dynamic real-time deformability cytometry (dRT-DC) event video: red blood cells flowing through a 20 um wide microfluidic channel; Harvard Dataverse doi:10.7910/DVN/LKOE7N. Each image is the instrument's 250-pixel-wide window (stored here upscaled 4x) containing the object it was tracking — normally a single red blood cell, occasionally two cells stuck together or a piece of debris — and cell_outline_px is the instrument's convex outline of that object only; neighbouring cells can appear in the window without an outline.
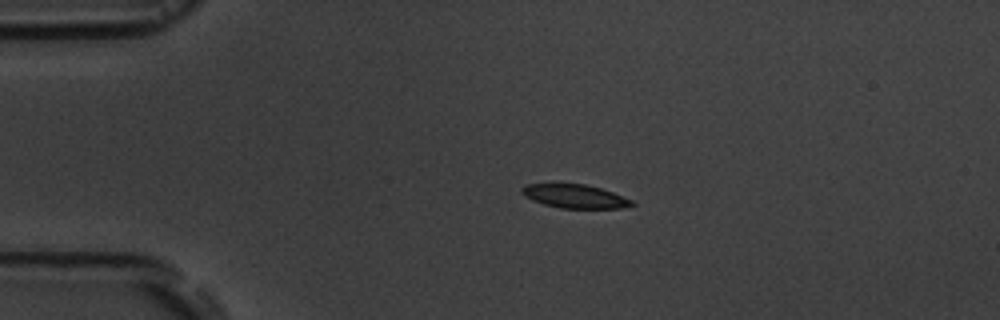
{"species": "common noctule bat (a hibernating species)", "species_latin": "Nyctalus noctula", "temperature_condition": "room temperature", "stored_images_in_passage": 7, "camera_frame_rate_fps": 3000, "um_per_image_px": 0.085, "animal": {"sex": "male", "body_mass_g": 19.5, "forearm_length_mm": 54.6}, "frame": {"image": 1, "passage_image": 3, "time_ms": 2.667, "image_size_px": [1000, 320], "cell_outline_px": [[636, 204], [620, 208], [560, 208], [544, 204], [532, 200], [524, 196], [520, 192], [520, 188], [524, 184], [584, 184], [600, 188], [612, 192], [632, 200]], "centroid_in_image_um": [48.82, 16.68], "position_along_channel_um": 36.2, "area_um2": 15.09}}
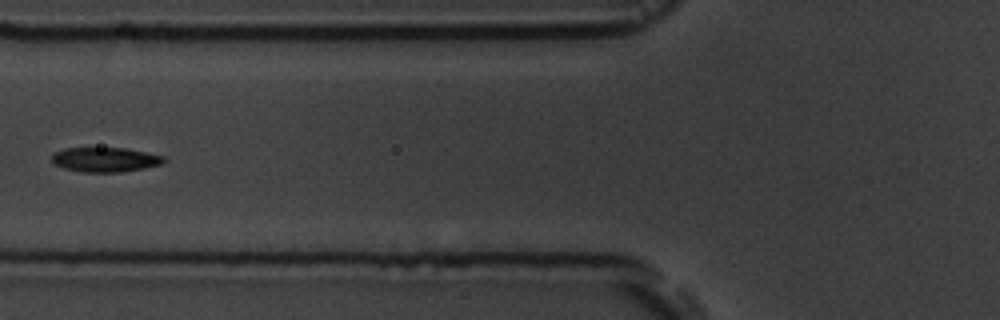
{"frame": {"image": 2, "passage_image": 6, "time_ms": 6.0, "image_size_px": [1000, 320], "cell_outline_px": [[168, 160], [160, 164], [144, 168], [120, 172], [80, 172], [64, 168], [52, 164], [52, 156], [56, 152], [64, 148], [124, 148], [164, 156]], "centroid_in_image_um": [8.92, 13.57], "position_along_channel_um": 116.9, "area_um2": 16.01}}
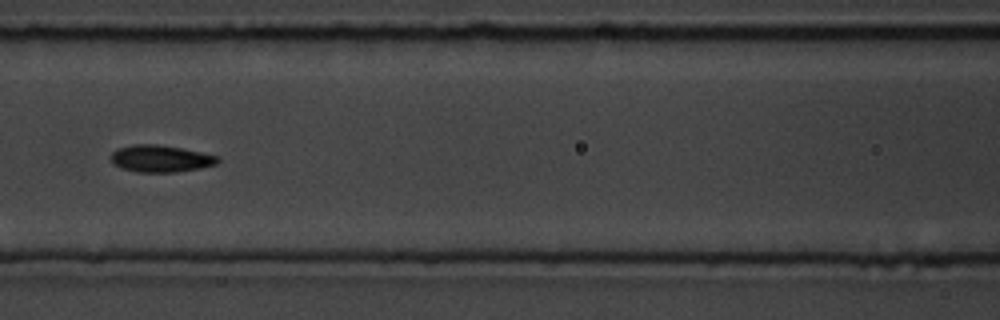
{"frame": {"image": 3, "passage_image": 7, "time_ms": 7.0, "image_size_px": [1000, 320], "cell_outline_px": [[220, 160], [216, 164], [200, 168], [176, 172], [136, 172], [120, 168], [112, 164], [112, 152], [116, 148], [132, 144], [156, 144], [184, 148], [220, 156]], "centroid_in_image_um": [13.65, 13.47], "position_along_channel_um": 152.9, "area_um2": 17.05}}